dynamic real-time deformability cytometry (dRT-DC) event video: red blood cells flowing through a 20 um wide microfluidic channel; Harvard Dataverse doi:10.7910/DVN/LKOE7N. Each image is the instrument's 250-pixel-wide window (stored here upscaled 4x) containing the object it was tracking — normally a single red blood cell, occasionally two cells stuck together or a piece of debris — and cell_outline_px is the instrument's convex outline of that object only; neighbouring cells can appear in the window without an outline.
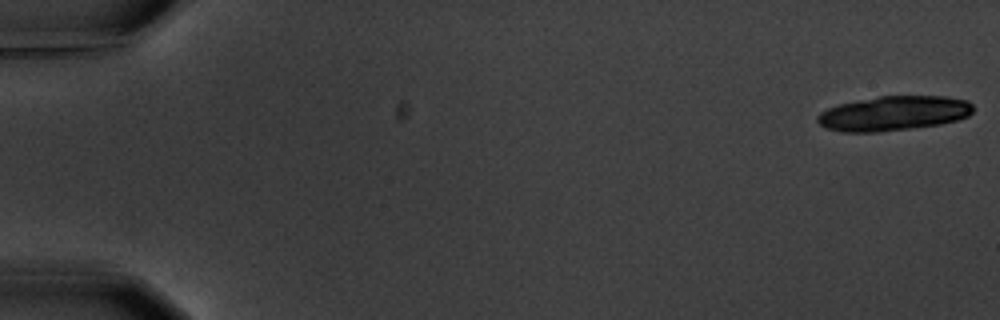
{"species": "common noctule bat (a hibernating species)", "species_latin": "Nyctalus noctula", "temperature_condition": "warm", "stored_images_in_passage": 7, "camera_frame_rate_fps": 3000, "um_per_image_px": 0.085, "animal": {"sex": "male", "body_mass_g": 20.1, "forearm_length_mm": 53.5}, "frame": {"image": 1, "passage_image": 1, "time_ms": 0.0, "image_size_px": [1000, 320], "cell_outline_px": [[972, 112], [968, 116], [956, 120], [940, 124], [912, 128], [876, 132], [840, 132], [828, 128], [820, 124], [816, 120], [816, 116], [820, 112], [828, 108], [840, 104], [880, 96], [944, 96], [968, 100], [972, 104]], "centroid_in_image_um": [75.96, 9.63], "position_along_channel_um": 9.0, "area_um2": 31.27}}
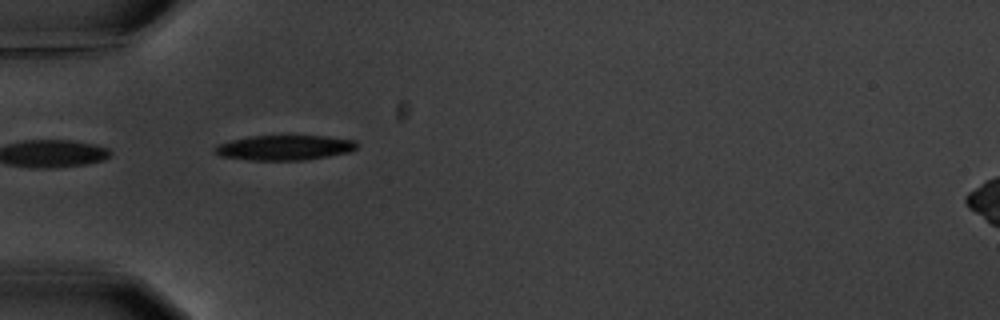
{"frame": {"image": 2, "passage_image": 6, "time_ms": 6.0, "image_size_px": [1000, 320], "cell_outline_px": [[356, 148], [352, 152], [304, 160], [248, 160], [220, 156], [212, 148], [216, 144], [248, 136], [328, 136], [356, 140]], "centroid_in_image_um": [24.18, 12.55], "position_along_channel_um": 60.8, "area_um2": 20.81}}